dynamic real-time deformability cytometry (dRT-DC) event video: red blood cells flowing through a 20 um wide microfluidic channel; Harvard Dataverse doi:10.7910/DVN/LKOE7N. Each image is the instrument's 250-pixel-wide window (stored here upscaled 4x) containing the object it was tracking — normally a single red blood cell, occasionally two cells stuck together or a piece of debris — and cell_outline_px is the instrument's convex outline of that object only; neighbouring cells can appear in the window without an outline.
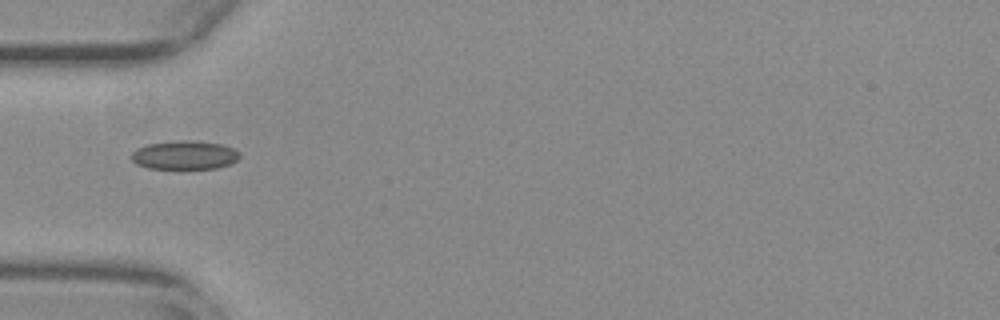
{"species": "common noctule bat (a hibernating species)", "species_latin": "Nyctalus noctula", "temperature_condition": "warm", "stored_images_in_passage": 38, "camera_frame_rate_fps": 3000, "um_per_image_px": 0.085, "animal": {"sex": "female", "body_mass_g": 29.2, "forearm_length_mm": 56.3}, "frame": {"image": 1, "passage_image": 1, "time_ms": 0.0, "image_size_px": [1000, 320], "cell_outline_px": [[240, 156], [236, 160], [228, 164], [216, 168], [148, 168], [136, 164], [132, 160], [132, 152], [136, 148], [148, 144], [180, 140], [188, 140], [224, 144], [240, 152]], "centroid_in_image_um": [15.68, 13.17], "position_along_channel_um": 69.3, "area_um2": 17.98}}
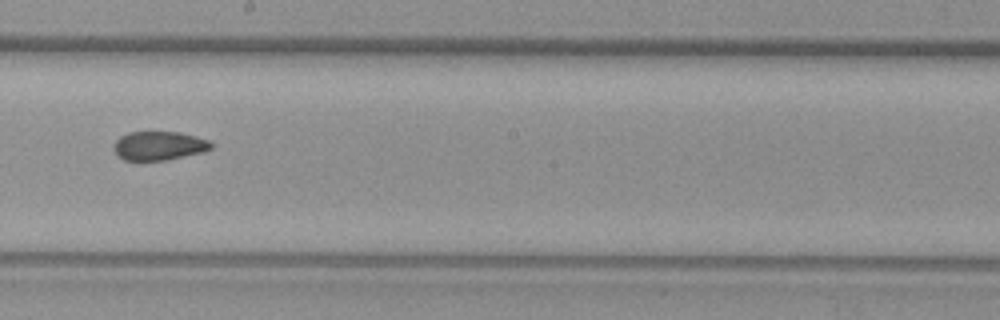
{"frame": {"image": 2, "passage_image": 14, "time_ms": 4.333, "image_size_px": [1000, 320], "cell_outline_px": [[212, 148], [204, 152], [168, 160], [124, 160], [116, 156], [112, 148], [112, 144], [120, 136], [128, 132], [180, 132], [212, 140]], "centroid_in_image_um": [13.51, 12.39], "position_along_channel_um": 234.7, "area_um2": 16.76}}
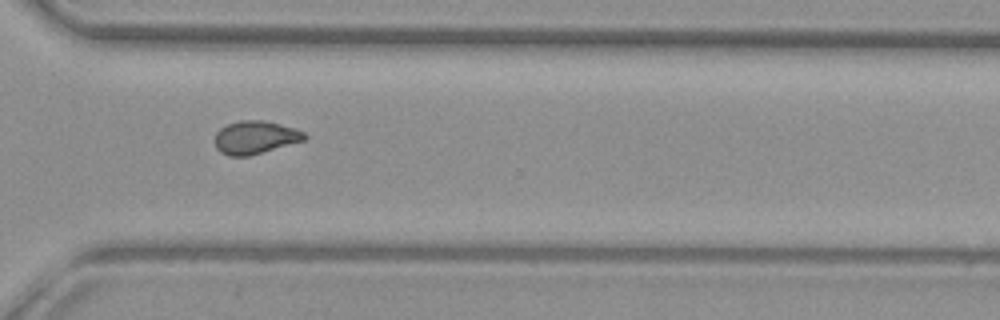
{"frame": {"image": 3, "passage_image": 23, "time_ms": 7.333, "image_size_px": [1000, 320], "cell_outline_px": [[308, 136], [304, 140], [248, 156], [228, 156], [220, 152], [216, 148], [216, 132], [220, 128], [228, 124], [240, 120], [264, 120], [280, 124], [304, 132]], "centroid_in_image_um": [21.67, 11.67], "position_along_channel_um": 348.9, "area_um2": 17.05}, "authors_computed_cell_mechanics": {"area_um2": 17.1666, "velocity_mm_per_s": 3.8091, "shape_relaxation_time_tau1_ms": null, "shape_relaxation_time_tau2_ms": 2.0276, "deformation_change_tau1": null, "deformation_change_tau2": 0.0549}}